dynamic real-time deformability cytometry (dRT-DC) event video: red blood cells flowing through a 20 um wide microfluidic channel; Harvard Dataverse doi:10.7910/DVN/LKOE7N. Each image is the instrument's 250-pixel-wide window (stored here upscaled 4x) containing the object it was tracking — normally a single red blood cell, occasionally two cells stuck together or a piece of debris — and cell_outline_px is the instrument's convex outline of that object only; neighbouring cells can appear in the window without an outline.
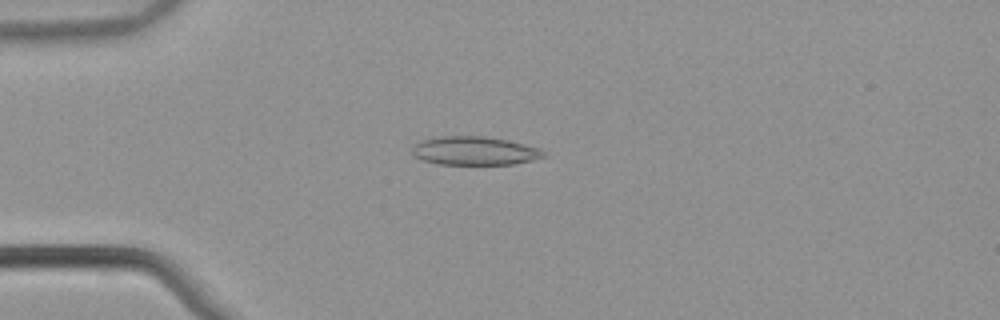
{"species": "common noctule bat (a hibernating species)", "species_latin": "Nyctalus noctula", "temperature_condition": "warm", "stored_images_in_passage": 34, "camera_frame_rate_fps": 3000, "um_per_image_px": 0.085, "animal": {"sex": "male", "body_mass_g": 21.5, "forearm_length_mm": 52.0}, "frame": {"image": 1, "passage_image": 1, "time_ms": 0.0, "image_size_px": [1000, 320], "cell_outline_px": [[548, 156], [532, 160], [512, 164], [436, 164], [420, 160], [412, 152], [412, 148], [420, 140], [440, 136], [484, 136], [508, 140], [540, 148]], "centroid_in_image_um": [40.33, 12.82], "position_along_channel_um": 44.7, "area_um2": 21.96}}
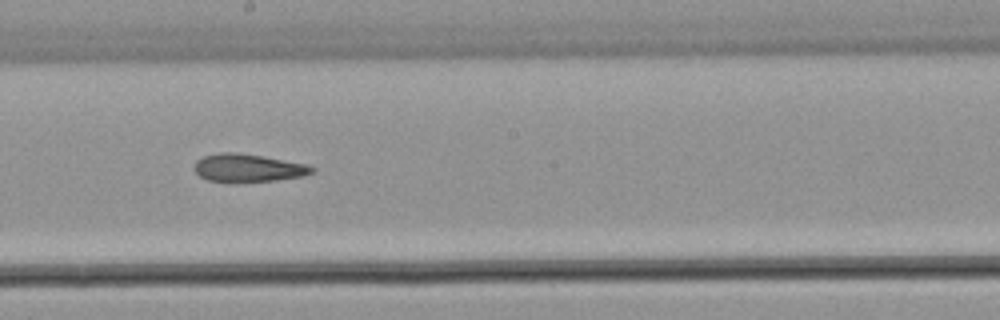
{"frame": {"image": 2, "passage_image": 17, "time_ms": 5.333, "image_size_px": [1000, 320], "cell_outline_px": [[316, 172], [304, 176], [276, 180], [232, 184], [208, 180], [200, 176], [192, 168], [196, 160], [204, 156], [220, 152], [240, 152], [308, 164], [316, 168]], "centroid_in_image_um": [21.09, 14.29], "position_along_channel_um": 227.1, "area_um2": 19.88}}
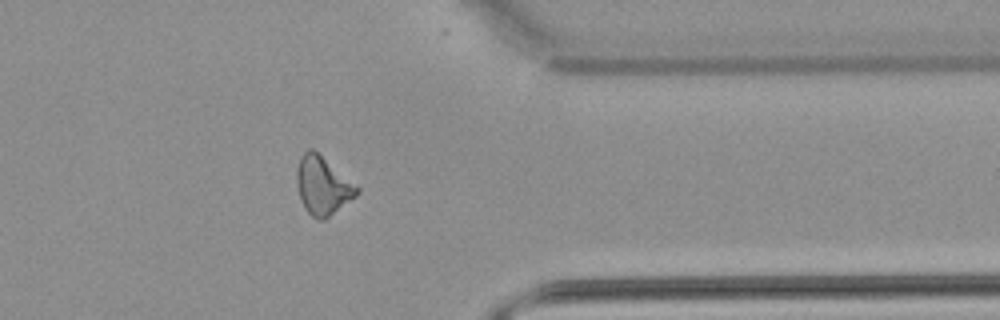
{"frame": {"image": 3, "passage_image": 30, "time_ms": 9.667, "image_size_px": [1000, 320], "cell_outline_px": [[360, 192], [356, 196], [324, 220], [320, 220], [312, 216], [304, 208], [300, 200], [296, 184], [296, 172], [300, 156], [308, 148], [312, 148], [360, 188]], "centroid_in_image_um": [27.4, 15.78], "position_along_channel_um": 384.0, "area_um2": 20.29}, "authors_computed_cell_mechanics": {"area_um2": 19.5942, "velocity_mm_per_s": 3.8576, "shape_relaxation_time_tau1_ms": null, "shape_relaxation_time_tau2_ms": 4.1362, "deformation_change_tau1": null, "deformation_change_tau2": 0.1364}}